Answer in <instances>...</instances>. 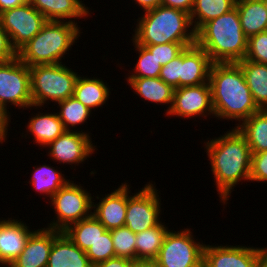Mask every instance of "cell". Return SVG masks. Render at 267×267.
<instances>
[{"mask_svg": "<svg viewBox=\"0 0 267 267\" xmlns=\"http://www.w3.org/2000/svg\"><path fill=\"white\" fill-rule=\"evenodd\" d=\"M33 107L60 102L74 95L79 75L65 64L35 65L29 67Z\"/></svg>", "mask_w": 267, "mask_h": 267, "instance_id": "obj_6", "label": "cell"}, {"mask_svg": "<svg viewBox=\"0 0 267 267\" xmlns=\"http://www.w3.org/2000/svg\"><path fill=\"white\" fill-rule=\"evenodd\" d=\"M255 63L267 64V31L250 36L244 58Z\"/></svg>", "mask_w": 267, "mask_h": 267, "instance_id": "obj_36", "label": "cell"}, {"mask_svg": "<svg viewBox=\"0 0 267 267\" xmlns=\"http://www.w3.org/2000/svg\"><path fill=\"white\" fill-rule=\"evenodd\" d=\"M110 231L112 243L114 245L115 257H124L130 260H136V233H133L126 226L112 229Z\"/></svg>", "mask_w": 267, "mask_h": 267, "instance_id": "obj_33", "label": "cell"}, {"mask_svg": "<svg viewBox=\"0 0 267 267\" xmlns=\"http://www.w3.org/2000/svg\"><path fill=\"white\" fill-rule=\"evenodd\" d=\"M159 78L174 89L181 87V54L162 66Z\"/></svg>", "mask_w": 267, "mask_h": 267, "instance_id": "obj_37", "label": "cell"}, {"mask_svg": "<svg viewBox=\"0 0 267 267\" xmlns=\"http://www.w3.org/2000/svg\"><path fill=\"white\" fill-rule=\"evenodd\" d=\"M168 232L166 225L160 221L156 226L136 233V260L154 261Z\"/></svg>", "mask_w": 267, "mask_h": 267, "instance_id": "obj_27", "label": "cell"}, {"mask_svg": "<svg viewBox=\"0 0 267 267\" xmlns=\"http://www.w3.org/2000/svg\"><path fill=\"white\" fill-rule=\"evenodd\" d=\"M252 153L267 150V109H260L242 123L236 124Z\"/></svg>", "mask_w": 267, "mask_h": 267, "instance_id": "obj_24", "label": "cell"}, {"mask_svg": "<svg viewBox=\"0 0 267 267\" xmlns=\"http://www.w3.org/2000/svg\"><path fill=\"white\" fill-rule=\"evenodd\" d=\"M251 91L254 102L260 109H267V64L249 60L237 62Z\"/></svg>", "mask_w": 267, "mask_h": 267, "instance_id": "obj_26", "label": "cell"}, {"mask_svg": "<svg viewBox=\"0 0 267 267\" xmlns=\"http://www.w3.org/2000/svg\"><path fill=\"white\" fill-rule=\"evenodd\" d=\"M46 267H93L84 250L61 232L53 241Z\"/></svg>", "mask_w": 267, "mask_h": 267, "instance_id": "obj_19", "label": "cell"}, {"mask_svg": "<svg viewBox=\"0 0 267 267\" xmlns=\"http://www.w3.org/2000/svg\"><path fill=\"white\" fill-rule=\"evenodd\" d=\"M34 168L29 181L30 184L35 191L40 192V194H45L50 199L60 188L64 187L70 181V179H65L64 174L49 165L44 164L39 167L35 166Z\"/></svg>", "mask_w": 267, "mask_h": 267, "instance_id": "obj_30", "label": "cell"}, {"mask_svg": "<svg viewBox=\"0 0 267 267\" xmlns=\"http://www.w3.org/2000/svg\"><path fill=\"white\" fill-rule=\"evenodd\" d=\"M127 185V210L125 226L133 233H139L156 226L160 222V206L158 190L152 183L144 185L136 194L129 195ZM160 201V202H159Z\"/></svg>", "mask_w": 267, "mask_h": 267, "instance_id": "obj_10", "label": "cell"}, {"mask_svg": "<svg viewBox=\"0 0 267 267\" xmlns=\"http://www.w3.org/2000/svg\"><path fill=\"white\" fill-rule=\"evenodd\" d=\"M196 43H166L156 45H146L145 47L155 56L161 66L179 56L186 47Z\"/></svg>", "mask_w": 267, "mask_h": 267, "instance_id": "obj_35", "label": "cell"}, {"mask_svg": "<svg viewBox=\"0 0 267 267\" xmlns=\"http://www.w3.org/2000/svg\"><path fill=\"white\" fill-rule=\"evenodd\" d=\"M130 267H157V265L152 260H133Z\"/></svg>", "mask_w": 267, "mask_h": 267, "instance_id": "obj_45", "label": "cell"}, {"mask_svg": "<svg viewBox=\"0 0 267 267\" xmlns=\"http://www.w3.org/2000/svg\"><path fill=\"white\" fill-rule=\"evenodd\" d=\"M260 248L231 246H204V267H259Z\"/></svg>", "mask_w": 267, "mask_h": 267, "instance_id": "obj_14", "label": "cell"}, {"mask_svg": "<svg viewBox=\"0 0 267 267\" xmlns=\"http://www.w3.org/2000/svg\"><path fill=\"white\" fill-rule=\"evenodd\" d=\"M190 229L166 234L157 258V267H204V246L196 242Z\"/></svg>", "mask_w": 267, "mask_h": 267, "instance_id": "obj_8", "label": "cell"}, {"mask_svg": "<svg viewBox=\"0 0 267 267\" xmlns=\"http://www.w3.org/2000/svg\"><path fill=\"white\" fill-rule=\"evenodd\" d=\"M267 10V0H262Z\"/></svg>", "mask_w": 267, "mask_h": 267, "instance_id": "obj_47", "label": "cell"}, {"mask_svg": "<svg viewBox=\"0 0 267 267\" xmlns=\"http://www.w3.org/2000/svg\"><path fill=\"white\" fill-rule=\"evenodd\" d=\"M134 1L136 4H138V6H140V8L143 9L144 12L158 7L159 5H161L162 0H134Z\"/></svg>", "mask_w": 267, "mask_h": 267, "instance_id": "obj_44", "label": "cell"}, {"mask_svg": "<svg viewBox=\"0 0 267 267\" xmlns=\"http://www.w3.org/2000/svg\"><path fill=\"white\" fill-rule=\"evenodd\" d=\"M27 3H30V0H0V13Z\"/></svg>", "mask_w": 267, "mask_h": 267, "instance_id": "obj_43", "label": "cell"}, {"mask_svg": "<svg viewBox=\"0 0 267 267\" xmlns=\"http://www.w3.org/2000/svg\"><path fill=\"white\" fill-rule=\"evenodd\" d=\"M213 62L197 44L186 47L181 53V87L209 82Z\"/></svg>", "mask_w": 267, "mask_h": 267, "instance_id": "obj_18", "label": "cell"}, {"mask_svg": "<svg viewBox=\"0 0 267 267\" xmlns=\"http://www.w3.org/2000/svg\"><path fill=\"white\" fill-rule=\"evenodd\" d=\"M89 193L74 181L60 188L50 199L57 220L53 219L47 228L63 232L70 225L89 218L92 215V202L95 201Z\"/></svg>", "mask_w": 267, "mask_h": 267, "instance_id": "obj_7", "label": "cell"}, {"mask_svg": "<svg viewBox=\"0 0 267 267\" xmlns=\"http://www.w3.org/2000/svg\"><path fill=\"white\" fill-rule=\"evenodd\" d=\"M3 29L8 33L13 48L18 52L47 22L30 3L0 13Z\"/></svg>", "mask_w": 267, "mask_h": 267, "instance_id": "obj_11", "label": "cell"}, {"mask_svg": "<svg viewBox=\"0 0 267 267\" xmlns=\"http://www.w3.org/2000/svg\"><path fill=\"white\" fill-rule=\"evenodd\" d=\"M91 137L85 131H65L55 141L50 142L46 147L50 148L48 156L60 164L79 165L87 158H90L95 147Z\"/></svg>", "mask_w": 267, "mask_h": 267, "instance_id": "obj_13", "label": "cell"}, {"mask_svg": "<svg viewBox=\"0 0 267 267\" xmlns=\"http://www.w3.org/2000/svg\"><path fill=\"white\" fill-rule=\"evenodd\" d=\"M78 1H79V2H81V4H83V6H84V7H86V6H85V4H84V3H82V0H81V1H80V0H78Z\"/></svg>", "mask_w": 267, "mask_h": 267, "instance_id": "obj_48", "label": "cell"}, {"mask_svg": "<svg viewBox=\"0 0 267 267\" xmlns=\"http://www.w3.org/2000/svg\"><path fill=\"white\" fill-rule=\"evenodd\" d=\"M214 117L244 121L260 108L254 102L238 63H213L210 69Z\"/></svg>", "mask_w": 267, "mask_h": 267, "instance_id": "obj_2", "label": "cell"}, {"mask_svg": "<svg viewBox=\"0 0 267 267\" xmlns=\"http://www.w3.org/2000/svg\"><path fill=\"white\" fill-rule=\"evenodd\" d=\"M259 267H267V248H260Z\"/></svg>", "mask_w": 267, "mask_h": 267, "instance_id": "obj_46", "label": "cell"}, {"mask_svg": "<svg viewBox=\"0 0 267 267\" xmlns=\"http://www.w3.org/2000/svg\"><path fill=\"white\" fill-rule=\"evenodd\" d=\"M141 15L133 30L135 34L132 39L137 44L145 47L166 43H196L190 14L185 11L159 5Z\"/></svg>", "mask_w": 267, "mask_h": 267, "instance_id": "obj_4", "label": "cell"}, {"mask_svg": "<svg viewBox=\"0 0 267 267\" xmlns=\"http://www.w3.org/2000/svg\"><path fill=\"white\" fill-rule=\"evenodd\" d=\"M86 255L92 266L115 257L111 231L106 230L87 250Z\"/></svg>", "mask_w": 267, "mask_h": 267, "instance_id": "obj_34", "label": "cell"}, {"mask_svg": "<svg viewBox=\"0 0 267 267\" xmlns=\"http://www.w3.org/2000/svg\"><path fill=\"white\" fill-rule=\"evenodd\" d=\"M126 79L135 93L144 98V100L163 105L170 104L165 114L169 113L173 104L175 90L171 85L166 84L159 77Z\"/></svg>", "mask_w": 267, "mask_h": 267, "instance_id": "obj_21", "label": "cell"}, {"mask_svg": "<svg viewBox=\"0 0 267 267\" xmlns=\"http://www.w3.org/2000/svg\"><path fill=\"white\" fill-rule=\"evenodd\" d=\"M17 57V51L13 48L8 33L3 29L0 21V63L8 62Z\"/></svg>", "mask_w": 267, "mask_h": 267, "instance_id": "obj_39", "label": "cell"}, {"mask_svg": "<svg viewBox=\"0 0 267 267\" xmlns=\"http://www.w3.org/2000/svg\"><path fill=\"white\" fill-rule=\"evenodd\" d=\"M104 225L93 215L70 225L63 232L81 250H86L106 231Z\"/></svg>", "mask_w": 267, "mask_h": 267, "instance_id": "obj_28", "label": "cell"}, {"mask_svg": "<svg viewBox=\"0 0 267 267\" xmlns=\"http://www.w3.org/2000/svg\"><path fill=\"white\" fill-rule=\"evenodd\" d=\"M127 184L122 183L117 189L105 197L100 202H92V215L100 221L107 230L125 226V216L127 210Z\"/></svg>", "mask_w": 267, "mask_h": 267, "instance_id": "obj_16", "label": "cell"}, {"mask_svg": "<svg viewBox=\"0 0 267 267\" xmlns=\"http://www.w3.org/2000/svg\"><path fill=\"white\" fill-rule=\"evenodd\" d=\"M99 78L78 77L73 97L91 111L106 104L109 98V86Z\"/></svg>", "mask_w": 267, "mask_h": 267, "instance_id": "obj_25", "label": "cell"}, {"mask_svg": "<svg viewBox=\"0 0 267 267\" xmlns=\"http://www.w3.org/2000/svg\"><path fill=\"white\" fill-rule=\"evenodd\" d=\"M204 143L219 198L225 204L238 182L250 181L252 152L236 127Z\"/></svg>", "mask_w": 267, "mask_h": 267, "instance_id": "obj_1", "label": "cell"}, {"mask_svg": "<svg viewBox=\"0 0 267 267\" xmlns=\"http://www.w3.org/2000/svg\"><path fill=\"white\" fill-rule=\"evenodd\" d=\"M10 112L7 110L5 106L0 104V143L2 144L3 141L5 142L7 133H8V127H9V120L10 119Z\"/></svg>", "mask_w": 267, "mask_h": 267, "instance_id": "obj_40", "label": "cell"}, {"mask_svg": "<svg viewBox=\"0 0 267 267\" xmlns=\"http://www.w3.org/2000/svg\"><path fill=\"white\" fill-rule=\"evenodd\" d=\"M132 261L133 260L124 257H113L94 267H130Z\"/></svg>", "mask_w": 267, "mask_h": 267, "instance_id": "obj_42", "label": "cell"}, {"mask_svg": "<svg viewBox=\"0 0 267 267\" xmlns=\"http://www.w3.org/2000/svg\"><path fill=\"white\" fill-rule=\"evenodd\" d=\"M40 113V114H39ZM37 115L30 118L27 129V133L30 132L34 136V142L44 148L50 142L55 141L66 129L63 123L60 121L58 114L52 113H36Z\"/></svg>", "mask_w": 267, "mask_h": 267, "instance_id": "obj_23", "label": "cell"}, {"mask_svg": "<svg viewBox=\"0 0 267 267\" xmlns=\"http://www.w3.org/2000/svg\"><path fill=\"white\" fill-rule=\"evenodd\" d=\"M30 4L37 9L47 21H69L90 15L88 7H84L78 0H30ZM70 19V20H67ZM65 19V20H64Z\"/></svg>", "mask_w": 267, "mask_h": 267, "instance_id": "obj_20", "label": "cell"}, {"mask_svg": "<svg viewBox=\"0 0 267 267\" xmlns=\"http://www.w3.org/2000/svg\"><path fill=\"white\" fill-rule=\"evenodd\" d=\"M0 219V265L9 266L23 251L33 232L23 221Z\"/></svg>", "mask_w": 267, "mask_h": 267, "instance_id": "obj_17", "label": "cell"}, {"mask_svg": "<svg viewBox=\"0 0 267 267\" xmlns=\"http://www.w3.org/2000/svg\"><path fill=\"white\" fill-rule=\"evenodd\" d=\"M235 6L247 38L267 31V10L262 0H236Z\"/></svg>", "mask_w": 267, "mask_h": 267, "instance_id": "obj_22", "label": "cell"}, {"mask_svg": "<svg viewBox=\"0 0 267 267\" xmlns=\"http://www.w3.org/2000/svg\"><path fill=\"white\" fill-rule=\"evenodd\" d=\"M57 104L61 108L57 114L66 131H70V126L75 128L77 124L86 122L92 112L73 96Z\"/></svg>", "mask_w": 267, "mask_h": 267, "instance_id": "obj_31", "label": "cell"}, {"mask_svg": "<svg viewBox=\"0 0 267 267\" xmlns=\"http://www.w3.org/2000/svg\"><path fill=\"white\" fill-rule=\"evenodd\" d=\"M250 181H267V150L259 153H252Z\"/></svg>", "mask_w": 267, "mask_h": 267, "instance_id": "obj_38", "label": "cell"}, {"mask_svg": "<svg viewBox=\"0 0 267 267\" xmlns=\"http://www.w3.org/2000/svg\"><path fill=\"white\" fill-rule=\"evenodd\" d=\"M60 233L47 227L33 230L22 253L9 267H46L53 241Z\"/></svg>", "mask_w": 267, "mask_h": 267, "instance_id": "obj_15", "label": "cell"}, {"mask_svg": "<svg viewBox=\"0 0 267 267\" xmlns=\"http://www.w3.org/2000/svg\"><path fill=\"white\" fill-rule=\"evenodd\" d=\"M214 115L209 82L194 86L178 87L174 90L173 104L167 116L194 118Z\"/></svg>", "mask_w": 267, "mask_h": 267, "instance_id": "obj_12", "label": "cell"}, {"mask_svg": "<svg viewBox=\"0 0 267 267\" xmlns=\"http://www.w3.org/2000/svg\"><path fill=\"white\" fill-rule=\"evenodd\" d=\"M194 0H162L161 5L185 11L190 14Z\"/></svg>", "mask_w": 267, "mask_h": 267, "instance_id": "obj_41", "label": "cell"}, {"mask_svg": "<svg viewBox=\"0 0 267 267\" xmlns=\"http://www.w3.org/2000/svg\"><path fill=\"white\" fill-rule=\"evenodd\" d=\"M78 26L77 22L47 21L42 29L17 52V57L28 67L62 63V57L80 36Z\"/></svg>", "mask_w": 267, "mask_h": 267, "instance_id": "obj_5", "label": "cell"}, {"mask_svg": "<svg viewBox=\"0 0 267 267\" xmlns=\"http://www.w3.org/2000/svg\"><path fill=\"white\" fill-rule=\"evenodd\" d=\"M14 107H33L29 67L15 59L0 63V104Z\"/></svg>", "mask_w": 267, "mask_h": 267, "instance_id": "obj_9", "label": "cell"}, {"mask_svg": "<svg viewBox=\"0 0 267 267\" xmlns=\"http://www.w3.org/2000/svg\"><path fill=\"white\" fill-rule=\"evenodd\" d=\"M247 42L236 6L206 22L196 32V44L204 49L213 63H237L243 60L247 53Z\"/></svg>", "mask_w": 267, "mask_h": 267, "instance_id": "obj_3", "label": "cell"}, {"mask_svg": "<svg viewBox=\"0 0 267 267\" xmlns=\"http://www.w3.org/2000/svg\"><path fill=\"white\" fill-rule=\"evenodd\" d=\"M236 0H194L190 19L195 32L206 22L213 20L235 7Z\"/></svg>", "mask_w": 267, "mask_h": 267, "instance_id": "obj_29", "label": "cell"}, {"mask_svg": "<svg viewBox=\"0 0 267 267\" xmlns=\"http://www.w3.org/2000/svg\"><path fill=\"white\" fill-rule=\"evenodd\" d=\"M132 43L135 47V51H138L139 58L136 62L132 75H128L127 78H155L159 77L160 70L162 66L158 63L154 55L150 51L139 44H137L133 39Z\"/></svg>", "mask_w": 267, "mask_h": 267, "instance_id": "obj_32", "label": "cell"}]
</instances>
